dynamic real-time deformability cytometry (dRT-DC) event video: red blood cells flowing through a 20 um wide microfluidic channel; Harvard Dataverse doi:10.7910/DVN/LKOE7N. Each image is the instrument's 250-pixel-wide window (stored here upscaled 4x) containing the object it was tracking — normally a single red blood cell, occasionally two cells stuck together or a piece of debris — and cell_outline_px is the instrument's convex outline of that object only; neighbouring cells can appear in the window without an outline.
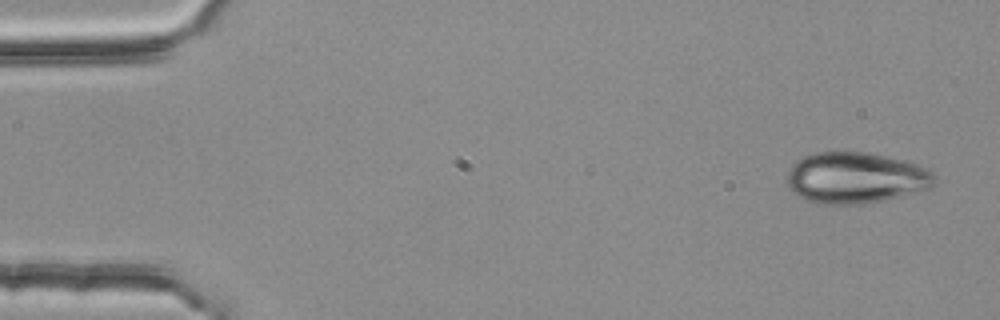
{"species": "common noctule bat (a hibernating species)", "species_latin": "Nyctalus noctula", "temperature_condition": "room temperature", "stored_images_in_passage": 4, "camera_frame_rate_fps": 3000, "um_per_image_px": 0.085, "animal": {"sex": "female", "body_mass_g": 25.1}, "frame": {"image": 1, "passage_image": 1, "time_ms": 0.0, "image_size_px": [1000, 320], "cell_outline_px": [[936, 180], [928, 188], [888, 200], [864, 204], [820, 204], [804, 200], [788, 184], [788, 172], [792, 164], [796, 160], [812, 152], [868, 152], [904, 160], [916, 164], [932, 172], [936, 176]], "centroid_in_image_um": [72.73, 15.11], "position_along_channel_um": 12.3, "area_um2": 43.99}}